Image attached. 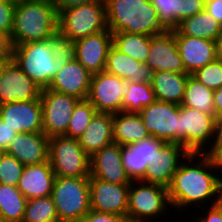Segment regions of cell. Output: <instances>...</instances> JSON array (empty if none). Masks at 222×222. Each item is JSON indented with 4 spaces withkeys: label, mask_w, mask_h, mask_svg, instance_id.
Returning a JSON list of instances; mask_svg holds the SVG:
<instances>
[{
    "label": "cell",
    "mask_w": 222,
    "mask_h": 222,
    "mask_svg": "<svg viewBox=\"0 0 222 222\" xmlns=\"http://www.w3.org/2000/svg\"><path fill=\"white\" fill-rule=\"evenodd\" d=\"M156 101L151 84L127 81L122 101V111L139 113L144 107Z\"/></svg>",
    "instance_id": "d6a6232c"
},
{
    "label": "cell",
    "mask_w": 222,
    "mask_h": 222,
    "mask_svg": "<svg viewBox=\"0 0 222 222\" xmlns=\"http://www.w3.org/2000/svg\"><path fill=\"white\" fill-rule=\"evenodd\" d=\"M13 60L42 89L48 88L56 73L69 63L54 58L49 40L13 46Z\"/></svg>",
    "instance_id": "277c9868"
},
{
    "label": "cell",
    "mask_w": 222,
    "mask_h": 222,
    "mask_svg": "<svg viewBox=\"0 0 222 222\" xmlns=\"http://www.w3.org/2000/svg\"><path fill=\"white\" fill-rule=\"evenodd\" d=\"M157 10L160 22L168 29H175V0H150Z\"/></svg>",
    "instance_id": "ab89813d"
},
{
    "label": "cell",
    "mask_w": 222,
    "mask_h": 222,
    "mask_svg": "<svg viewBox=\"0 0 222 222\" xmlns=\"http://www.w3.org/2000/svg\"><path fill=\"white\" fill-rule=\"evenodd\" d=\"M91 76L92 74L74 59L56 73L48 89L73 96L78 100H86Z\"/></svg>",
    "instance_id": "7402d4cb"
},
{
    "label": "cell",
    "mask_w": 222,
    "mask_h": 222,
    "mask_svg": "<svg viewBox=\"0 0 222 222\" xmlns=\"http://www.w3.org/2000/svg\"><path fill=\"white\" fill-rule=\"evenodd\" d=\"M204 154L217 159L222 154V116L215 118L214 136L211 145Z\"/></svg>",
    "instance_id": "b9f144b4"
},
{
    "label": "cell",
    "mask_w": 222,
    "mask_h": 222,
    "mask_svg": "<svg viewBox=\"0 0 222 222\" xmlns=\"http://www.w3.org/2000/svg\"><path fill=\"white\" fill-rule=\"evenodd\" d=\"M191 75L207 88L215 91L222 87V61L215 59Z\"/></svg>",
    "instance_id": "d590c367"
},
{
    "label": "cell",
    "mask_w": 222,
    "mask_h": 222,
    "mask_svg": "<svg viewBox=\"0 0 222 222\" xmlns=\"http://www.w3.org/2000/svg\"><path fill=\"white\" fill-rule=\"evenodd\" d=\"M27 200L17 187L0 183V215L5 222H22Z\"/></svg>",
    "instance_id": "1f68e13d"
},
{
    "label": "cell",
    "mask_w": 222,
    "mask_h": 222,
    "mask_svg": "<svg viewBox=\"0 0 222 222\" xmlns=\"http://www.w3.org/2000/svg\"><path fill=\"white\" fill-rule=\"evenodd\" d=\"M48 40L54 58H59L60 62H70L75 59V45L69 37L57 31Z\"/></svg>",
    "instance_id": "74e56055"
},
{
    "label": "cell",
    "mask_w": 222,
    "mask_h": 222,
    "mask_svg": "<svg viewBox=\"0 0 222 222\" xmlns=\"http://www.w3.org/2000/svg\"><path fill=\"white\" fill-rule=\"evenodd\" d=\"M107 29L105 1L82 4L58 12V31L73 42Z\"/></svg>",
    "instance_id": "8992f818"
},
{
    "label": "cell",
    "mask_w": 222,
    "mask_h": 222,
    "mask_svg": "<svg viewBox=\"0 0 222 222\" xmlns=\"http://www.w3.org/2000/svg\"><path fill=\"white\" fill-rule=\"evenodd\" d=\"M78 141L89 157L113 143V114L97 112Z\"/></svg>",
    "instance_id": "484cf974"
},
{
    "label": "cell",
    "mask_w": 222,
    "mask_h": 222,
    "mask_svg": "<svg viewBox=\"0 0 222 222\" xmlns=\"http://www.w3.org/2000/svg\"><path fill=\"white\" fill-rule=\"evenodd\" d=\"M150 42L151 36L146 34L112 33V45L141 63L147 60Z\"/></svg>",
    "instance_id": "4dcf8cb0"
},
{
    "label": "cell",
    "mask_w": 222,
    "mask_h": 222,
    "mask_svg": "<svg viewBox=\"0 0 222 222\" xmlns=\"http://www.w3.org/2000/svg\"><path fill=\"white\" fill-rule=\"evenodd\" d=\"M176 29L190 37H198L216 41L222 33V25L206 10L183 19Z\"/></svg>",
    "instance_id": "f1b7e54d"
},
{
    "label": "cell",
    "mask_w": 222,
    "mask_h": 222,
    "mask_svg": "<svg viewBox=\"0 0 222 222\" xmlns=\"http://www.w3.org/2000/svg\"><path fill=\"white\" fill-rule=\"evenodd\" d=\"M169 205L171 206L168 188L143 181L131 182L127 209L128 220L155 222V218H159V215L166 214Z\"/></svg>",
    "instance_id": "52a82bcc"
},
{
    "label": "cell",
    "mask_w": 222,
    "mask_h": 222,
    "mask_svg": "<svg viewBox=\"0 0 222 222\" xmlns=\"http://www.w3.org/2000/svg\"><path fill=\"white\" fill-rule=\"evenodd\" d=\"M91 210L112 213L127 219L130 184L110 183L89 177Z\"/></svg>",
    "instance_id": "4fadbf2b"
},
{
    "label": "cell",
    "mask_w": 222,
    "mask_h": 222,
    "mask_svg": "<svg viewBox=\"0 0 222 222\" xmlns=\"http://www.w3.org/2000/svg\"><path fill=\"white\" fill-rule=\"evenodd\" d=\"M22 222H59L51 195L27 200Z\"/></svg>",
    "instance_id": "836d02e7"
},
{
    "label": "cell",
    "mask_w": 222,
    "mask_h": 222,
    "mask_svg": "<svg viewBox=\"0 0 222 222\" xmlns=\"http://www.w3.org/2000/svg\"><path fill=\"white\" fill-rule=\"evenodd\" d=\"M189 75L172 71L154 72L151 87L156 100L181 105Z\"/></svg>",
    "instance_id": "4316f807"
},
{
    "label": "cell",
    "mask_w": 222,
    "mask_h": 222,
    "mask_svg": "<svg viewBox=\"0 0 222 222\" xmlns=\"http://www.w3.org/2000/svg\"><path fill=\"white\" fill-rule=\"evenodd\" d=\"M104 71L116 75L126 82L147 84H151L154 73L147 64L136 61L113 45L109 49Z\"/></svg>",
    "instance_id": "d4e9b609"
},
{
    "label": "cell",
    "mask_w": 222,
    "mask_h": 222,
    "mask_svg": "<svg viewBox=\"0 0 222 222\" xmlns=\"http://www.w3.org/2000/svg\"><path fill=\"white\" fill-rule=\"evenodd\" d=\"M55 173L49 161L26 165L17 188L28 199L50 196L52 194Z\"/></svg>",
    "instance_id": "cb8c5ba5"
},
{
    "label": "cell",
    "mask_w": 222,
    "mask_h": 222,
    "mask_svg": "<svg viewBox=\"0 0 222 222\" xmlns=\"http://www.w3.org/2000/svg\"><path fill=\"white\" fill-rule=\"evenodd\" d=\"M107 27L112 33L157 35L168 30L150 0H104Z\"/></svg>",
    "instance_id": "3957f363"
},
{
    "label": "cell",
    "mask_w": 222,
    "mask_h": 222,
    "mask_svg": "<svg viewBox=\"0 0 222 222\" xmlns=\"http://www.w3.org/2000/svg\"><path fill=\"white\" fill-rule=\"evenodd\" d=\"M139 114L150 136L165 143L179 144V105L155 101Z\"/></svg>",
    "instance_id": "8fae6325"
},
{
    "label": "cell",
    "mask_w": 222,
    "mask_h": 222,
    "mask_svg": "<svg viewBox=\"0 0 222 222\" xmlns=\"http://www.w3.org/2000/svg\"><path fill=\"white\" fill-rule=\"evenodd\" d=\"M0 59H13L11 36L2 31H0Z\"/></svg>",
    "instance_id": "bcb514c9"
},
{
    "label": "cell",
    "mask_w": 222,
    "mask_h": 222,
    "mask_svg": "<svg viewBox=\"0 0 222 222\" xmlns=\"http://www.w3.org/2000/svg\"><path fill=\"white\" fill-rule=\"evenodd\" d=\"M58 31V12L54 3L46 0H17L14 8L13 46L48 40Z\"/></svg>",
    "instance_id": "7a4b0ae2"
},
{
    "label": "cell",
    "mask_w": 222,
    "mask_h": 222,
    "mask_svg": "<svg viewBox=\"0 0 222 222\" xmlns=\"http://www.w3.org/2000/svg\"><path fill=\"white\" fill-rule=\"evenodd\" d=\"M165 142L149 136L142 141L121 145V158L124 169L131 181H141L156 156V151Z\"/></svg>",
    "instance_id": "ac0fdd59"
},
{
    "label": "cell",
    "mask_w": 222,
    "mask_h": 222,
    "mask_svg": "<svg viewBox=\"0 0 222 222\" xmlns=\"http://www.w3.org/2000/svg\"><path fill=\"white\" fill-rule=\"evenodd\" d=\"M48 161L57 177H90V157L78 139L64 135L49 138Z\"/></svg>",
    "instance_id": "ba28073f"
},
{
    "label": "cell",
    "mask_w": 222,
    "mask_h": 222,
    "mask_svg": "<svg viewBox=\"0 0 222 222\" xmlns=\"http://www.w3.org/2000/svg\"><path fill=\"white\" fill-rule=\"evenodd\" d=\"M40 101L43 133L48 138L65 135L71 115L80 100L46 88L42 90Z\"/></svg>",
    "instance_id": "30bf717a"
},
{
    "label": "cell",
    "mask_w": 222,
    "mask_h": 222,
    "mask_svg": "<svg viewBox=\"0 0 222 222\" xmlns=\"http://www.w3.org/2000/svg\"><path fill=\"white\" fill-rule=\"evenodd\" d=\"M205 10L222 25V0H206Z\"/></svg>",
    "instance_id": "7dc6e473"
},
{
    "label": "cell",
    "mask_w": 222,
    "mask_h": 222,
    "mask_svg": "<svg viewBox=\"0 0 222 222\" xmlns=\"http://www.w3.org/2000/svg\"><path fill=\"white\" fill-rule=\"evenodd\" d=\"M123 222H138V221H133V220L125 219Z\"/></svg>",
    "instance_id": "11a10c76"
},
{
    "label": "cell",
    "mask_w": 222,
    "mask_h": 222,
    "mask_svg": "<svg viewBox=\"0 0 222 222\" xmlns=\"http://www.w3.org/2000/svg\"><path fill=\"white\" fill-rule=\"evenodd\" d=\"M46 1H50V2H52V3H55L56 0H46Z\"/></svg>",
    "instance_id": "6f0895ef"
},
{
    "label": "cell",
    "mask_w": 222,
    "mask_h": 222,
    "mask_svg": "<svg viewBox=\"0 0 222 222\" xmlns=\"http://www.w3.org/2000/svg\"><path fill=\"white\" fill-rule=\"evenodd\" d=\"M49 138L43 132L18 133L6 153L24 166L48 161Z\"/></svg>",
    "instance_id": "603a6c76"
},
{
    "label": "cell",
    "mask_w": 222,
    "mask_h": 222,
    "mask_svg": "<svg viewBox=\"0 0 222 222\" xmlns=\"http://www.w3.org/2000/svg\"><path fill=\"white\" fill-rule=\"evenodd\" d=\"M206 0H175V28L179 23L205 10Z\"/></svg>",
    "instance_id": "f35d334b"
},
{
    "label": "cell",
    "mask_w": 222,
    "mask_h": 222,
    "mask_svg": "<svg viewBox=\"0 0 222 222\" xmlns=\"http://www.w3.org/2000/svg\"><path fill=\"white\" fill-rule=\"evenodd\" d=\"M150 136L139 113L118 112L113 114V141L128 145Z\"/></svg>",
    "instance_id": "83f0119b"
},
{
    "label": "cell",
    "mask_w": 222,
    "mask_h": 222,
    "mask_svg": "<svg viewBox=\"0 0 222 222\" xmlns=\"http://www.w3.org/2000/svg\"><path fill=\"white\" fill-rule=\"evenodd\" d=\"M96 113L95 107L87 99L80 100L74 108L64 136L78 139Z\"/></svg>",
    "instance_id": "e575fe53"
},
{
    "label": "cell",
    "mask_w": 222,
    "mask_h": 222,
    "mask_svg": "<svg viewBox=\"0 0 222 222\" xmlns=\"http://www.w3.org/2000/svg\"><path fill=\"white\" fill-rule=\"evenodd\" d=\"M104 0H56L55 6L57 9V12H59L62 9H68L75 6H80L82 4L92 3V2H99Z\"/></svg>",
    "instance_id": "c3c4849f"
},
{
    "label": "cell",
    "mask_w": 222,
    "mask_h": 222,
    "mask_svg": "<svg viewBox=\"0 0 222 222\" xmlns=\"http://www.w3.org/2000/svg\"><path fill=\"white\" fill-rule=\"evenodd\" d=\"M12 59H0V79L3 75L4 72V67L6 66V64Z\"/></svg>",
    "instance_id": "816d5d0a"
},
{
    "label": "cell",
    "mask_w": 222,
    "mask_h": 222,
    "mask_svg": "<svg viewBox=\"0 0 222 222\" xmlns=\"http://www.w3.org/2000/svg\"><path fill=\"white\" fill-rule=\"evenodd\" d=\"M174 36L188 74H193L197 69L216 59L215 41L182 35L176 28Z\"/></svg>",
    "instance_id": "44dd1931"
},
{
    "label": "cell",
    "mask_w": 222,
    "mask_h": 222,
    "mask_svg": "<svg viewBox=\"0 0 222 222\" xmlns=\"http://www.w3.org/2000/svg\"><path fill=\"white\" fill-rule=\"evenodd\" d=\"M216 59L222 61V33L215 41Z\"/></svg>",
    "instance_id": "f907efd6"
},
{
    "label": "cell",
    "mask_w": 222,
    "mask_h": 222,
    "mask_svg": "<svg viewBox=\"0 0 222 222\" xmlns=\"http://www.w3.org/2000/svg\"><path fill=\"white\" fill-rule=\"evenodd\" d=\"M16 0H0V31L9 35L13 29Z\"/></svg>",
    "instance_id": "60d3db41"
},
{
    "label": "cell",
    "mask_w": 222,
    "mask_h": 222,
    "mask_svg": "<svg viewBox=\"0 0 222 222\" xmlns=\"http://www.w3.org/2000/svg\"><path fill=\"white\" fill-rule=\"evenodd\" d=\"M23 170L24 165L6 153L0 163V183L17 187Z\"/></svg>",
    "instance_id": "8d00e7d4"
},
{
    "label": "cell",
    "mask_w": 222,
    "mask_h": 222,
    "mask_svg": "<svg viewBox=\"0 0 222 222\" xmlns=\"http://www.w3.org/2000/svg\"><path fill=\"white\" fill-rule=\"evenodd\" d=\"M51 197L59 222H80L91 210L89 177H57Z\"/></svg>",
    "instance_id": "5b68a950"
},
{
    "label": "cell",
    "mask_w": 222,
    "mask_h": 222,
    "mask_svg": "<svg viewBox=\"0 0 222 222\" xmlns=\"http://www.w3.org/2000/svg\"><path fill=\"white\" fill-rule=\"evenodd\" d=\"M213 95V90L189 75L180 106L192 107L216 118Z\"/></svg>",
    "instance_id": "f546056e"
},
{
    "label": "cell",
    "mask_w": 222,
    "mask_h": 222,
    "mask_svg": "<svg viewBox=\"0 0 222 222\" xmlns=\"http://www.w3.org/2000/svg\"><path fill=\"white\" fill-rule=\"evenodd\" d=\"M219 170L217 160L213 157L204 153H189L180 163L168 187L171 207L179 211L186 207V211L192 205H202L201 212L205 211L204 206L209 207L206 202H212L211 205L221 202L222 176L216 174L221 172Z\"/></svg>",
    "instance_id": "6da1fadb"
},
{
    "label": "cell",
    "mask_w": 222,
    "mask_h": 222,
    "mask_svg": "<svg viewBox=\"0 0 222 222\" xmlns=\"http://www.w3.org/2000/svg\"><path fill=\"white\" fill-rule=\"evenodd\" d=\"M5 154H6V150L0 148V163H1V160Z\"/></svg>",
    "instance_id": "db71d44e"
},
{
    "label": "cell",
    "mask_w": 222,
    "mask_h": 222,
    "mask_svg": "<svg viewBox=\"0 0 222 222\" xmlns=\"http://www.w3.org/2000/svg\"><path fill=\"white\" fill-rule=\"evenodd\" d=\"M42 90L12 59L0 79V105L40 99Z\"/></svg>",
    "instance_id": "5bb4252c"
},
{
    "label": "cell",
    "mask_w": 222,
    "mask_h": 222,
    "mask_svg": "<svg viewBox=\"0 0 222 222\" xmlns=\"http://www.w3.org/2000/svg\"><path fill=\"white\" fill-rule=\"evenodd\" d=\"M126 218L112 214L90 210L80 222H123Z\"/></svg>",
    "instance_id": "7bdbcfd3"
},
{
    "label": "cell",
    "mask_w": 222,
    "mask_h": 222,
    "mask_svg": "<svg viewBox=\"0 0 222 222\" xmlns=\"http://www.w3.org/2000/svg\"><path fill=\"white\" fill-rule=\"evenodd\" d=\"M0 222H5L4 218L0 215Z\"/></svg>",
    "instance_id": "9f6ffc18"
},
{
    "label": "cell",
    "mask_w": 222,
    "mask_h": 222,
    "mask_svg": "<svg viewBox=\"0 0 222 222\" xmlns=\"http://www.w3.org/2000/svg\"><path fill=\"white\" fill-rule=\"evenodd\" d=\"M90 177L116 184H131L121 158V146L111 143L90 157Z\"/></svg>",
    "instance_id": "ffe728a7"
},
{
    "label": "cell",
    "mask_w": 222,
    "mask_h": 222,
    "mask_svg": "<svg viewBox=\"0 0 222 222\" xmlns=\"http://www.w3.org/2000/svg\"><path fill=\"white\" fill-rule=\"evenodd\" d=\"M214 127L215 118L212 115L179 105V144L189 153H204L209 148Z\"/></svg>",
    "instance_id": "9c48e42d"
},
{
    "label": "cell",
    "mask_w": 222,
    "mask_h": 222,
    "mask_svg": "<svg viewBox=\"0 0 222 222\" xmlns=\"http://www.w3.org/2000/svg\"><path fill=\"white\" fill-rule=\"evenodd\" d=\"M213 99L216 117L222 116V87L214 91Z\"/></svg>",
    "instance_id": "681fc988"
},
{
    "label": "cell",
    "mask_w": 222,
    "mask_h": 222,
    "mask_svg": "<svg viewBox=\"0 0 222 222\" xmlns=\"http://www.w3.org/2000/svg\"><path fill=\"white\" fill-rule=\"evenodd\" d=\"M75 59L92 75L104 71L112 46V32L107 29L74 42Z\"/></svg>",
    "instance_id": "d6986e66"
},
{
    "label": "cell",
    "mask_w": 222,
    "mask_h": 222,
    "mask_svg": "<svg viewBox=\"0 0 222 222\" xmlns=\"http://www.w3.org/2000/svg\"><path fill=\"white\" fill-rule=\"evenodd\" d=\"M0 119L18 133L43 132L40 99L0 105Z\"/></svg>",
    "instance_id": "2e32d148"
},
{
    "label": "cell",
    "mask_w": 222,
    "mask_h": 222,
    "mask_svg": "<svg viewBox=\"0 0 222 222\" xmlns=\"http://www.w3.org/2000/svg\"><path fill=\"white\" fill-rule=\"evenodd\" d=\"M189 152L180 144L165 143L156 151V156L141 180L146 183L159 184L168 188L180 163Z\"/></svg>",
    "instance_id": "e0dca14e"
},
{
    "label": "cell",
    "mask_w": 222,
    "mask_h": 222,
    "mask_svg": "<svg viewBox=\"0 0 222 222\" xmlns=\"http://www.w3.org/2000/svg\"><path fill=\"white\" fill-rule=\"evenodd\" d=\"M216 160H217L219 169L222 170V154Z\"/></svg>",
    "instance_id": "f5cc1de1"
},
{
    "label": "cell",
    "mask_w": 222,
    "mask_h": 222,
    "mask_svg": "<svg viewBox=\"0 0 222 222\" xmlns=\"http://www.w3.org/2000/svg\"><path fill=\"white\" fill-rule=\"evenodd\" d=\"M126 81L106 71L93 74L87 100L98 113L122 112Z\"/></svg>",
    "instance_id": "7c38bea8"
},
{
    "label": "cell",
    "mask_w": 222,
    "mask_h": 222,
    "mask_svg": "<svg viewBox=\"0 0 222 222\" xmlns=\"http://www.w3.org/2000/svg\"><path fill=\"white\" fill-rule=\"evenodd\" d=\"M18 132L0 119V148L7 150Z\"/></svg>",
    "instance_id": "ee69618b"
},
{
    "label": "cell",
    "mask_w": 222,
    "mask_h": 222,
    "mask_svg": "<svg viewBox=\"0 0 222 222\" xmlns=\"http://www.w3.org/2000/svg\"><path fill=\"white\" fill-rule=\"evenodd\" d=\"M205 216L200 215L196 222H222V201L205 209Z\"/></svg>",
    "instance_id": "f6af8a7d"
},
{
    "label": "cell",
    "mask_w": 222,
    "mask_h": 222,
    "mask_svg": "<svg viewBox=\"0 0 222 222\" xmlns=\"http://www.w3.org/2000/svg\"><path fill=\"white\" fill-rule=\"evenodd\" d=\"M154 72L172 71L187 73L174 36V29L151 36L148 57L145 62Z\"/></svg>",
    "instance_id": "9a60e30c"
}]
</instances>
